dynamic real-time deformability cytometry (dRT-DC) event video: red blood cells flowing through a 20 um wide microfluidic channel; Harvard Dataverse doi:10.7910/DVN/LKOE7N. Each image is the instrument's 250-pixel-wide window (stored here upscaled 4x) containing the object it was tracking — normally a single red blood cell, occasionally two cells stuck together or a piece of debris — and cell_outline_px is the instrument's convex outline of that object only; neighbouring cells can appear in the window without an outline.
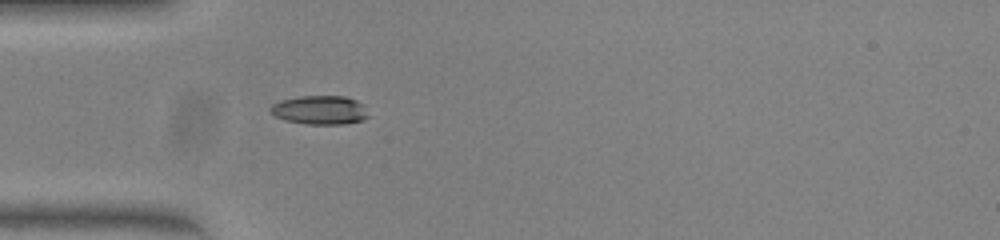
{"species": "common noctule bat (a hibernating species)", "species_latin": "Nyctalus noctula", "temperature_condition": "warm", "stored_images_in_passage": 37, "camera_frame_rate_fps": 3000, "um_per_image_px": 0.085, "animal": {"sex": "female", "body_mass_g": 23.0, "forearm_length_mm": 53.4}, "frame": {"image": 1, "passage_image": 2, "time_ms": 0.333, "image_size_px": [1000, 240], "cell_outline_px": [[368, 116], [364, 120], [344, 124], [304, 124], [284, 120], [268, 112], [268, 108], [272, 104], [280, 100], [300, 96], [344, 96], [356, 100], [364, 104]], "centroid_in_image_um": [27.16, 9.35], "position_along_channel_um": 57.8, "area_um2": 16.7}}
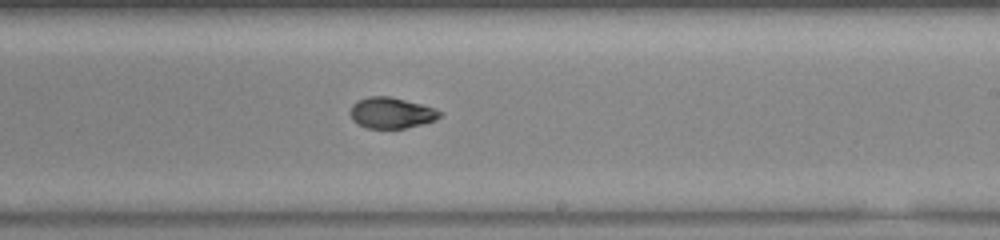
{"frame": {"image": 2, "passage_image": 17, "time_ms": 5.333, "image_size_px": [1000, 240], "cell_outline_px": [[444, 112], [436, 120], [404, 128], [368, 128], [352, 120], [348, 112], [352, 104], [356, 100], [368, 96], [388, 96], [436, 108]], "centroid_in_image_um": [33.24, 9.58], "position_along_channel_um": 255.8, "area_um2": 16.18}}
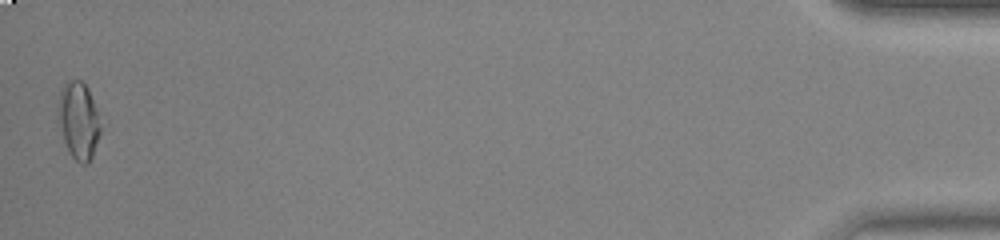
{"frame": {"image": 3, "passage_image": 37, "time_ms": 12.0, "image_size_px": [1000, 240], "cell_outline_px": [[100, 132], [92, 156], [88, 164], [80, 164], [68, 152], [56, 120], [56, 108], [60, 92], [64, 84], [68, 80], [84, 80], [88, 88], [100, 124]], "centroid_in_image_um": [6.62, 10.24], "position_along_channel_um": 428.6, "area_um2": 19.25}, "authors_computed_cell_mechanics": {"area_um2": 16.9354, "velocity_mm_per_s": 4.0386, "shape_relaxation_time_tau1_ms": 3.9086, "shape_relaxation_time_tau2_ms": 1.434, "deformation_change_tau1": 0.1622, "deformation_change_tau2": 0.048}}